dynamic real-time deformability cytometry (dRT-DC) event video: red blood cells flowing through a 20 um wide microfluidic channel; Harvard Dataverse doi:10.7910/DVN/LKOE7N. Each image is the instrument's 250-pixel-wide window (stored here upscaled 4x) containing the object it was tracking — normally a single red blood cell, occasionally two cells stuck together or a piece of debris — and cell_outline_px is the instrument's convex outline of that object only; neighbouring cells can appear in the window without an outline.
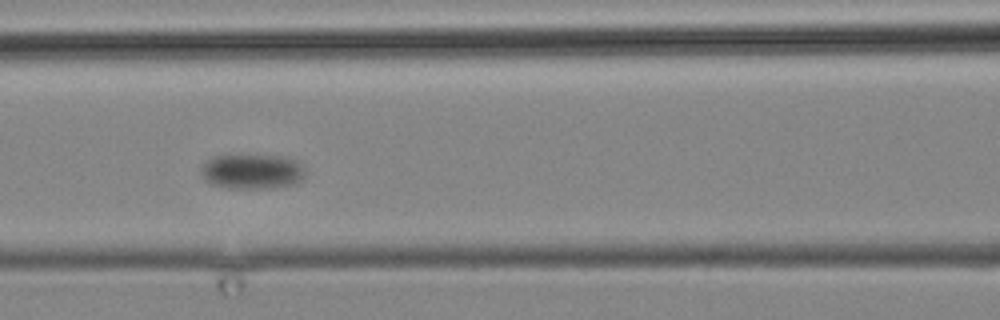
{"species": "common noctule bat (a hibernating species)", "species_latin": "Nyctalus noctula", "temperature_condition": "cold", "stored_images_in_passage": 8, "camera_frame_rate_fps": 3000, "um_per_image_px": 0.085, "animal": {"sex": "male", "body_mass_g": 19.2, "forearm_length_mm": 51.8}, "frame": {"image": 1, "passage_image": 5, "time_ms": 5.667, "image_size_px": [1000, 320], "cell_outline_px": [[304, 180], [296, 184], [272, 188], [228, 188], [208, 184], [200, 176], [200, 168], [212, 156], [288, 156], [296, 160], [304, 168]], "centroid_in_image_um": [21.43, 14.6], "position_along_channel_um": 145.2, "area_um2": 21.5}}
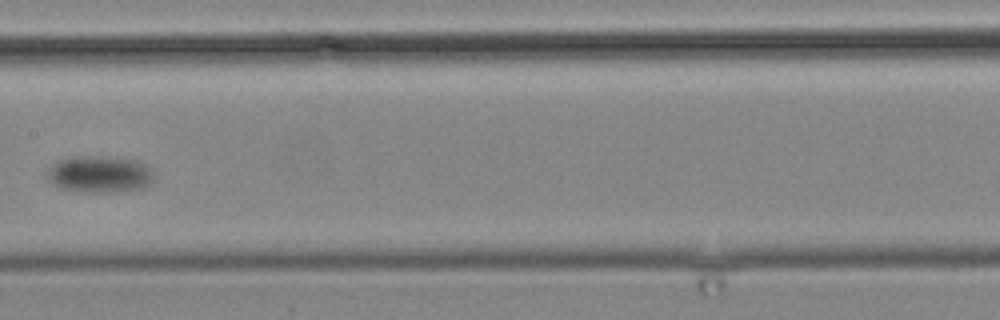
{"frame": {"image": 2, "passage_image": 7, "time_ms": 8.0, "image_size_px": [1000, 320], "cell_outline_px": [[152, 180], [148, 184], [140, 188], [116, 192], [76, 192], [60, 188], [52, 184], [48, 180], [48, 168], [56, 160], [72, 156], [104, 156], [136, 160], [144, 164], [148, 168], [152, 176]], "centroid_in_image_um": [8.37, 14.8], "position_along_channel_um": 199.0, "area_um2": 22.95}}